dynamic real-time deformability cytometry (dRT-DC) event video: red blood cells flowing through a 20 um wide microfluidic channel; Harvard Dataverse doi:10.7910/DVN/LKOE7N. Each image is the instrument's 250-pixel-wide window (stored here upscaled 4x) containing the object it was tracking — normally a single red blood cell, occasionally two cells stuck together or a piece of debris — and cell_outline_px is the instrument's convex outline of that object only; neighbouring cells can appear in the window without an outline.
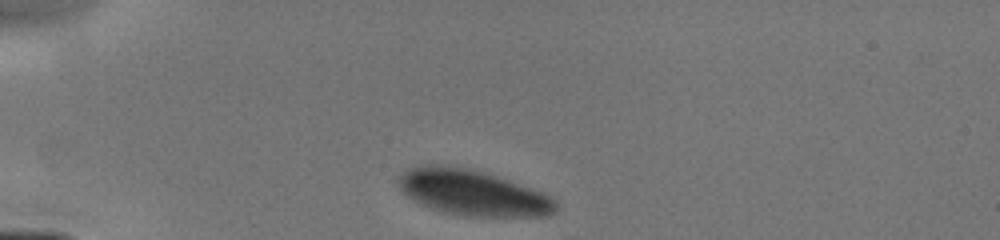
{"species": "human", "species_latin": "Homo sapiens", "temperature_condition": "cold", "stored_images_in_passage": 22, "camera_frame_rate_fps": 3000, "um_per_image_px": 0.085, "donor": {"sex": "male"}, "frame": {"image": 1, "passage_image": 1, "time_ms": 0.0, "image_size_px": [1000, 240], "cell_outline_px": [[556, 208], [548, 216], [464, 216], [444, 212], [420, 204], [412, 200], [400, 188], [396, 180], [396, 176], [408, 168], [424, 164], [444, 164], [468, 168], [552, 196], [556, 204]], "centroid_in_image_um": [40.07, 16.37], "position_along_channel_um": 44.9, "area_um2": 41.33}}
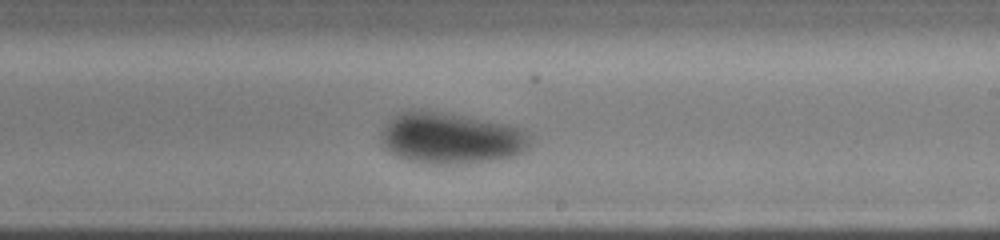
{"frame": {"image": 2, "passage_image": 13, "time_ms": 5.667, "image_size_px": [1000, 240], "cell_outline_px": [[532, 144], [524, 152], [516, 156], [500, 160], [448, 164], [428, 164], [404, 160], [388, 152], [384, 148], [380, 136], [384, 124], [392, 116], [400, 112], [428, 108], [508, 124], [520, 128], [528, 132], [532, 136]], "centroid_in_image_um": [38.34, 11.73], "position_along_channel_um": 250.7, "area_um2": 45.95}}
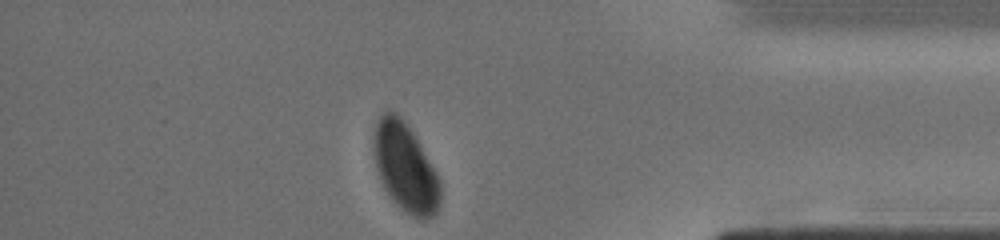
{"frame": {"image": 3, "passage_image": 22, "time_ms": 9.667, "image_size_px": [1000, 240], "cell_outline_px": [[440, 204], [436, 212], [432, 216], [424, 220], [412, 216], [404, 212], [392, 200], [384, 188], [380, 180], [376, 168], [372, 148], [376, 120], [384, 112], [396, 112], [404, 120], [412, 132], [436, 172], [440, 180]], "centroid_in_image_um": [34.42, 14.25], "position_along_channel_um": 400.8, "area_um2": 34.33}}